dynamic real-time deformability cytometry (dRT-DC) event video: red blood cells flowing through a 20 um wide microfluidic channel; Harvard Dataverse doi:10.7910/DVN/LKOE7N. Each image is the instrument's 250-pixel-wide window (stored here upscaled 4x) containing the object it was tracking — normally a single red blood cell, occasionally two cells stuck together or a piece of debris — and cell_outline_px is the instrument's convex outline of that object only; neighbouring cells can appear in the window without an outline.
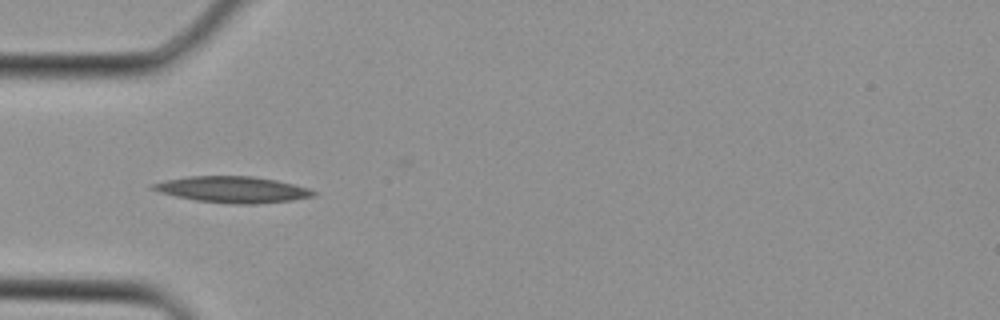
{"species": "Egyptian fruit bat (a non-hibernating species)", "species_latin": "Rousettus aegyptiacus", "temperature_condition": "cold", "stored_images_in_passage": 3, "camera_frame_rate_fps": 3000, "um_per_image_px": 0.085, "animal": {"sex": "female"}, "frame": {"image": 1, "passage_image": 3, "time_ms": 0.667, "image_size_px": [1000, 320], "cell_outline_px": [[316, 192], [312, 196], [292, 200], [256, 204], [232, 204], [196, 200], [176, 196], [160, 192], [148, 188], [152, 184], [168, 180], [188, 176], [252, 176], [276, 180], [308, 188]], "centroid_in_image_um": [19.76, 16.11], "position_along_channel_um": 65.2, "area_um2": 24.28}}